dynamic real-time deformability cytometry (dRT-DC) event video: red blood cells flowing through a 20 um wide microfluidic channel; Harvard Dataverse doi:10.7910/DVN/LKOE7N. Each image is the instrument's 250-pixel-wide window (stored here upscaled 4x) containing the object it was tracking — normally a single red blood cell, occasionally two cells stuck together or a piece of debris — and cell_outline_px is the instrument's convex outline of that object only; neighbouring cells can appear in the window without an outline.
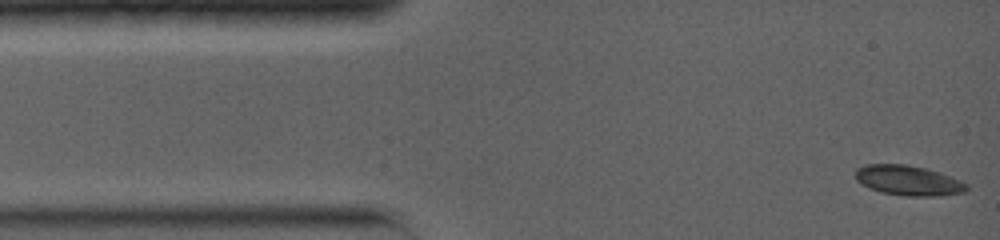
{"species": "common noctule bat (a hibernating species)", "species_latin": "Nyctalus noctula", "temperature_condition": "warm", "stored_images_in_passage": 56, "camera_frame_rate_fps": 5000, "um_per_image_px": 0.085, "animal": {"sex": "female", "body_mass_g": 19.0, "forearm_length_mm": 56.7}, "frame": {"image": 1, "passage_image": 1, "time_ms": 0.0, "image_size_px": [1000, 240], "cell_outline_px": [[968, 188], [964, 192], [936, 196], [908, 196], [880, 192], [868, 188], [856, 180], [856, 168], [868, 164], [908, 164], [940, 172], [960, 180], [968, 184]], "centroid_in_image_um": [77.2, 15.34], "position_along_channel_um": 7.8, "area_um2": 19.48}}
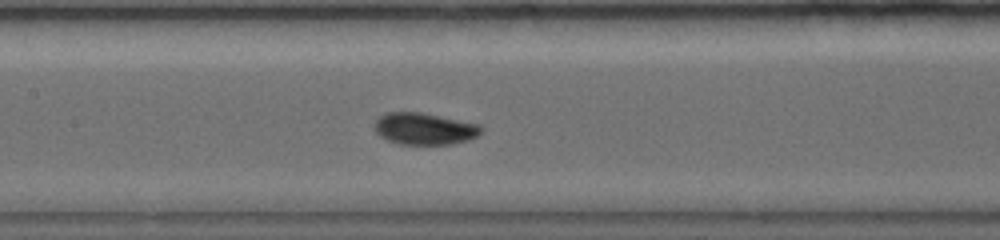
{"frame": {"image": 2, "passage_image": 24, "time_ms": 6.0, "image_size_px": [1000, 240], "cell_outline_px": [[484, 132], [468, 140], [452, 144], [400, 144], [388, 140], [380, 136], [376, 132], [376, 120], [380, 116], [388, 112], [420, 112], [480, 124], [484, 128]], "centroid_in_image_um": [36.13, 10.94], "position_along_channel_um": 171.3, "area_um2": 19.71}}
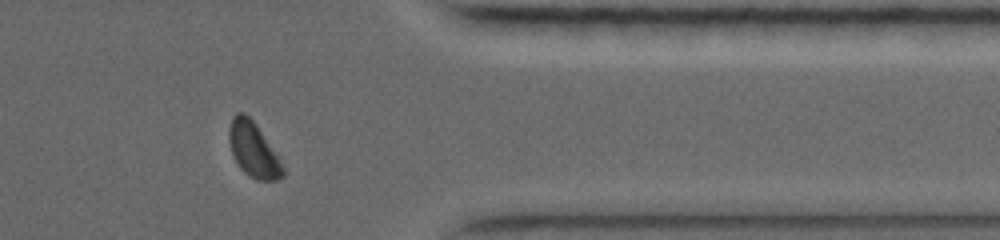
{"frame": {"image": 3, "passage_image": 49, "time_ms": 11.8, "image_size_px": [1000, 240], "cell_outline_px": [[284, 176], [276, 180], [256, 180], [248, 176], [240, 168], [232, 152], [228, 140], [228, 128], [232, 116], [236, 112], [244, 112], [256, 124], [280, 160], [284, 168]], "centroid_in_image_um": [21.51, 12.72], "position_along_channel_um": 389.9, "area_um2": 17.11}, "authors_computed_cell_mechanics": {"area_um2": 19.2763, "velocity_mm_per_s": 3.9401, "shape_relaxation_time_tau1_ms": 3.7964, "shape_relaxation_time_tau2_ms": null, "deformation_change_tau1": 0.1212, "deformation_change_tau2": null}}